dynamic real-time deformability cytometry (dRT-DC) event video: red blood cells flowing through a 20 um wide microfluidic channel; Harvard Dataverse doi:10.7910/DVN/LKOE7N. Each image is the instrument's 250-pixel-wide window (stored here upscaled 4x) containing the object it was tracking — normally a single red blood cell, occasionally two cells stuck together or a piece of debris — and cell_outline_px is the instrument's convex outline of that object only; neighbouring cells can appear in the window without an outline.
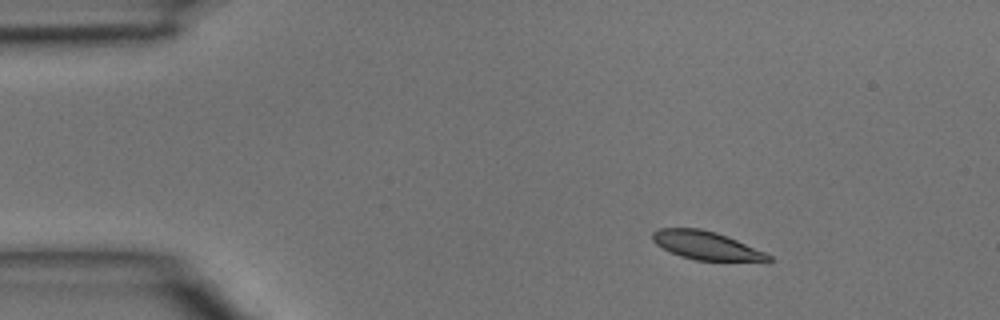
{"species": "common noctule bat (a hibernating species)", "species_latin": "Nyctalus noctula", "temperature_condition": "room temperature", "stored_images_in_passage": 4, "camera_frame_rate_fps": 3000, "um_per_image_px": 0.085, "animal": {"sex": "male", "body_mass_g": 15.6}, "frame": {"image": 1, "passage_image": 1, "time_ms": 0.0, "image_size_px": [1000, 320], "cell_outline_px": [[772, 260], [768, 264], [696, 260], [680, 256], [656, 244], [652, 240], [652, 232], [656, 228], [700, 228], [716, 232], [736, 240], [764, 252], [772, 256]], "centroid_in_image_um": [60.14, 20.91], "position_along_channel_um": 24.9, "area_um2": 19.77}}
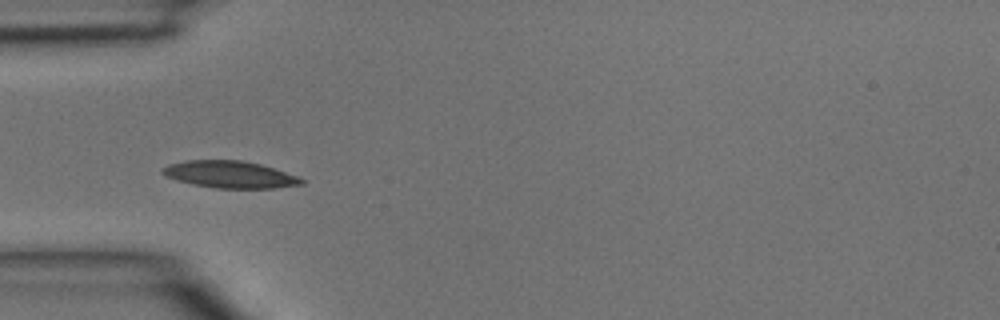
{"frame": {"image": 2, "passage_image": 3, "time_ms": 0.667, "image_size_px": [1000, 320], "cell_outline_px": [[304, 184], [272, 188], [216, 188], [192, 184], [176, 180], [160, 172], [160, 168], [168, 164], [184, 160], [240, 160], [260, 164], [296, 176], [304, 180]], "centroid_in_image_um": [19.48, 14.82], "position_along_channel_um": 65.5, "area_um2": 21.73}}